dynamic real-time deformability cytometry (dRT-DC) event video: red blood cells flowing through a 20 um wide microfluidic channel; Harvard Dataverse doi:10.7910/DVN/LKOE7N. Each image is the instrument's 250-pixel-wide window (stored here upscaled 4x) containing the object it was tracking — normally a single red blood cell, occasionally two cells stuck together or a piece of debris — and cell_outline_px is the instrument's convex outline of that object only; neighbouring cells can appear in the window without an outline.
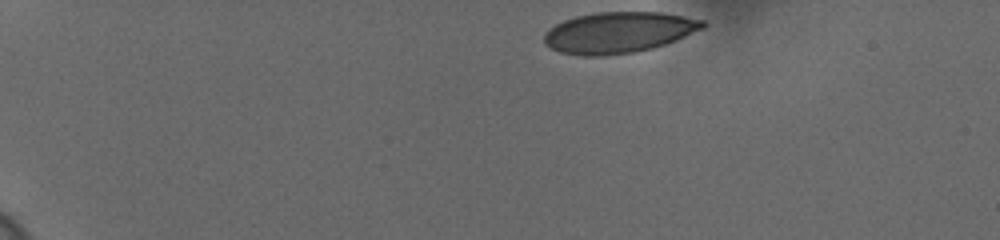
{"species": "human", "species_latin": "Homo sapiens", "temperature_condition": "cold", "stored_images_in_passage": 41, "camera_frame_rate_fps": 3000, "um_per_image_px": 0.085, "donor": {"sex": "female"}, "frame": {"image": 1, "passage_image": 1, "time_ms": 0.0, "image_size_px": [1000, 240], "cell_outline_px": [[708, 24], [704, 28], [676, 40], [652, 48], [632, 52], [604, 56], [584, 56], [560, 52], [544, 44], [544, 32], [548, 28], [564, 20], [576, 16], [596, 12], [660, 12], [704, 20]], "centroid_in_image_um": [52.57, 2.75], "position_along_channel_um": 32.4, "area_um2": 37.92}}
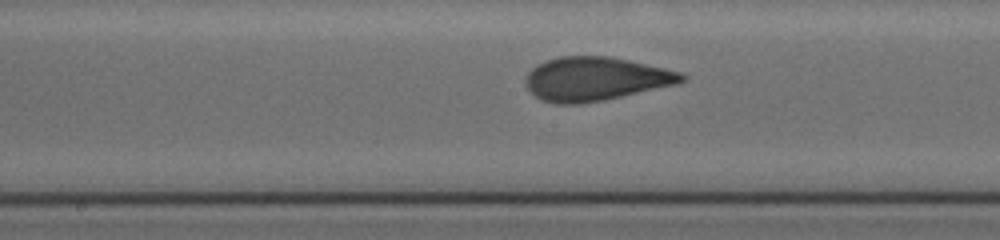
{"frame": {"image": 2, "passage_image": 23, "time_ms": 7.333, "image_size_px": [1000, 240], "cell_outline_px": [[688, 80], [680, 84], [604, 100], [580, 104], [556, 104], [540, 100], [528, 88], [524, 80], [528, 72], [532, 68], [548, 60], [560, 56], [608, 56], [628, 60], [684, 72], [688, 76]], "centroid_in_image_um": [50.69, 6.71], "position_along_channel_um": 197.5, "area_um2": 40.06}}
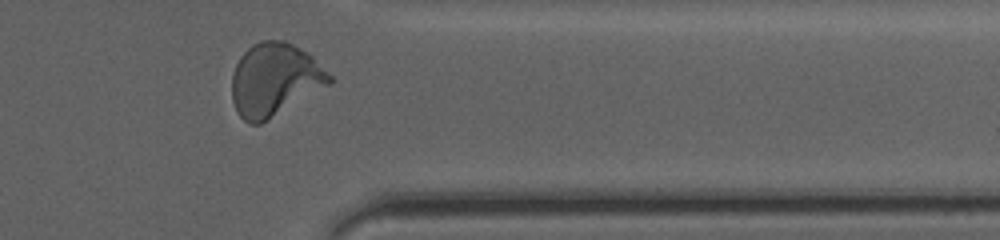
{"frame": {"image": 3, "passage_image": 39, "time_ms": 12.667, "image_size_px": [1000, 240], "cell_outline_px": [[332, 84], [260, 124], [248, 124], [240, 116], [232, 100], [232, 76], [236, 64], [240, 56], [252, 44], [260, 40], [284, 40], [300, 48], [312, 56], [332, 76]], "centroid_in_image_um": [23.35, 6.77], "position_along_channel_um": 388.0, "area_um2": 41.44}, "authors_computed_cell_mechanics": {"area_um2": 39.0728, "velocity_mm_per_s": 3.632, "shape_relaxation_time_tau1_ms": 7.8662, "shape_relaxation_time_tau2_ms": null, "deformation_change_tau1": 0.2429, "deformation_change_tau2": null}}